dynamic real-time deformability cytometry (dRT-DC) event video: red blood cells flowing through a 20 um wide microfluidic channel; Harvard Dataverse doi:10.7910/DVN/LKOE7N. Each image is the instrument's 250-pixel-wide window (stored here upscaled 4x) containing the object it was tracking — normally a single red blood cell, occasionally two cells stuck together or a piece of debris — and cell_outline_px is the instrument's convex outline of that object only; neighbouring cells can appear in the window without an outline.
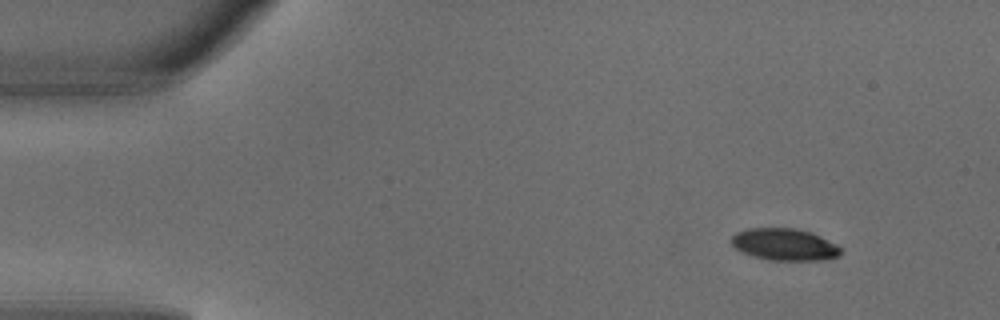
{"species": "common noctule bat (a hibernating species)", "species_latin": "Nyctalus noctula", "temperature_condition": "warm", "stored_images_in_passage": 4, "camera_frame_rate_fps": 3000, "um_per_image_px": 0.085, "animal": {"sex": "male", "body_mass_g": 18.8}, "frame": {"image": 1, "passage_image": 1, "time_ms": 0.0, "image_size_px": [1000, 320], "cell_outline_px": [[844, 248], [836, 256], [820, 260], [768, 260], [740, 252], [732, 244], [732, 236], [736, 232], [748, 228], [792, 228], [812, 232]], "centroid_in_image_um": [66.67, 20.77], "position_along_channel_um": 18.3, "area_um2": 20.29}}
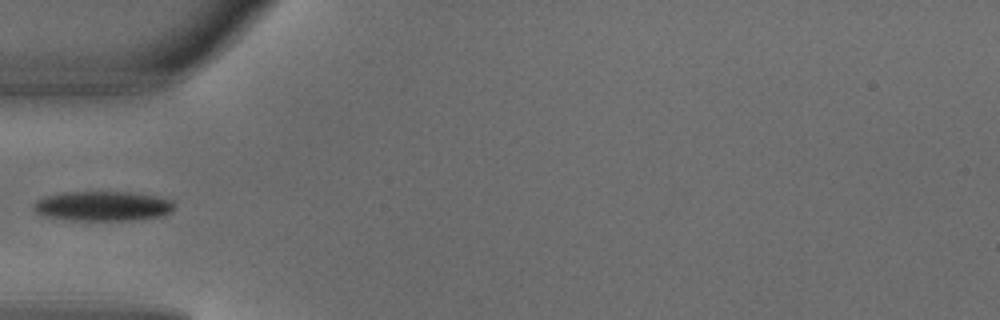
{"frame": {"image": 2, "passage_image": 4, "time_ms": 1.0, "image_size_px": [1000, 320], "cell_outline_px": [[172, 212], [160, 216], [132, 220], [64, 220], [44, 216], [36, 212], [32, 208], [32, 204], [36, 200], [44, 196], [64, 192], [132, 192], [152, 196], [168, 200], [172, 204]], "centroid_in_image_um": [8.62, 17.52], "position_along_channel_um": 76.4, "area_um2": 24.28}}